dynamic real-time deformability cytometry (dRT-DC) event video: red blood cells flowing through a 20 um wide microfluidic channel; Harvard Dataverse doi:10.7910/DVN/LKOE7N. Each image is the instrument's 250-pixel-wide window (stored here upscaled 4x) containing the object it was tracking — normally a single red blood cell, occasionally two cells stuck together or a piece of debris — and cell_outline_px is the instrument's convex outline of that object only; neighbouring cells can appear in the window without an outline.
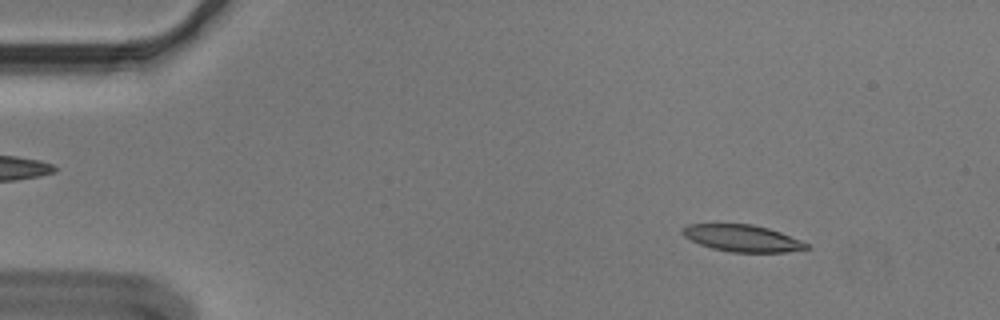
{"species": "Egyptian fruit bat (a non-hibernating species)", "species_latin": "Rousettus aegyptiacus", "temperature_condition": "cold", "stored_images_in_passage": 54, "camera_frame_rate_fps": 3000, "um_per_image_px": 0.085, "animal": {"sex": "male"}, "frame": {"image": 1, "passage_image": 6, "time_ms": 1.667, "image_size_px": [1000, 320], "cell_outline_px": [[812, 248], [788, 252], [732, 252], [712, 248], [700, 244], [684, 236], [680, 232], [680, 228], [688, 224], [752, 224], [768, 228], [780, 232], [800, 240], [808, 244]], "centroid_in_image_um": [63.09, 20.25], "position_along_channel_um": 21.9, "area_um2": 19.36}}
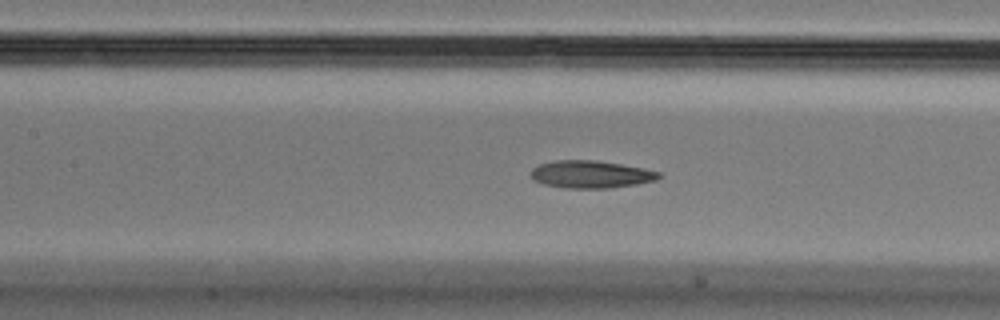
{"frame": {"image": 2, "passage_image": 24, "time_ms": 7.667, "image_size_px": [1000, 320], "cell_outline_px": [[660, 176], [656, 180], [636, 184], [608, 188], [564, 188], [544, 184], [532, 180], [528, 176], [528, 172], [532, 168], [540, 164], [556, 160], [596, 160], [644, 168], [660, 172]], "centroid_in_image_um": [50.15, 14.82], "position_along_channel_um": 157.2, "area_um2": 20.63}}
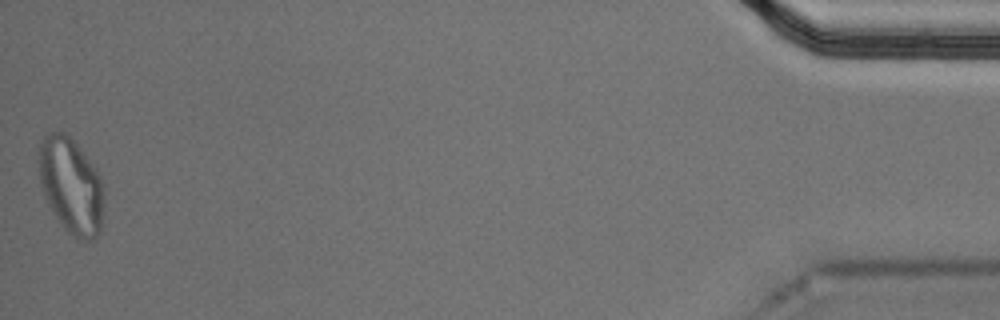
{"frame": {"image": 3, "passage_image": 54, "time_ms": 17.667, "image_size_px": [1000, 320], "cell_outline_px": [[104, 212], [100, 228], [96, 240], [80, 240], [72, 236], [64, 228], [52, 212], [44, 196], [40, 180], [36, 160], [36, 152], [40, 140], [44, 132], [68, 132], [96, 168], [104, 184]], "centroid_in_image_um": [6.02, 15.73], "position_along_channel_um": 429.2, "area_um2": 37.69}, "authors_computed_cell_mechanics": {"area_um2": 20.7213, "velocity_mm_per_s": 3.6212, "shape_relaxation_time_tau1_ms": null, "shape_relaxation_time_tau2_ms": 5.5521, "deformation_change_tau1": null, "deformation_change_tau2": 0.1351}}